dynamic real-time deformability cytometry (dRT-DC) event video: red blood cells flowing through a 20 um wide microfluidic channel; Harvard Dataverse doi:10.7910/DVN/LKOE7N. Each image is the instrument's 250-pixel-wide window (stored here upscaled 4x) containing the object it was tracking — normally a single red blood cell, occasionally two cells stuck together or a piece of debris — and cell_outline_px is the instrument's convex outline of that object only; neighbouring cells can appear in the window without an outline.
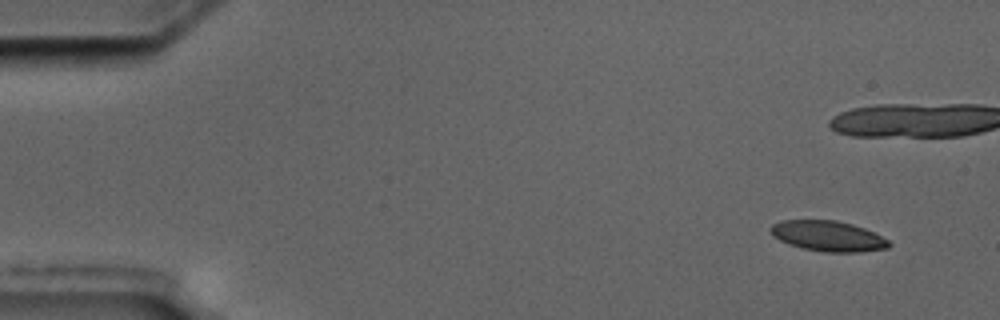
{"species": "common noctule bat (a hibernating species)", "species_latin": "Nyctalus noctula", "temperature_condition": "cold", "stored_images_in_passage": 6, "camera_frame_rate_fps": 3000, "um_per_image_px": 0.085, "animal": {"sex": "male", "body_mass_g": 17.5, "forearm_length_mm": 52.3}, "frame": {"image": 1, "passage_image": 1, "time_ms": 0.0, "image_size_px": [1000, 320], "cell_outline_px": [[892, 244], [888, 248], [860, 252], [824, 252], [804, 248], [788, 244], [772, 236], [768, 228], [772, 224], [780, 220], [836, 220], [852, 224], [864, 228], [888, 240]], "centroid_in_image_um": [70.34, 20.06], "position_along_channel_um": 14.7, "area_um2": 21.04}}